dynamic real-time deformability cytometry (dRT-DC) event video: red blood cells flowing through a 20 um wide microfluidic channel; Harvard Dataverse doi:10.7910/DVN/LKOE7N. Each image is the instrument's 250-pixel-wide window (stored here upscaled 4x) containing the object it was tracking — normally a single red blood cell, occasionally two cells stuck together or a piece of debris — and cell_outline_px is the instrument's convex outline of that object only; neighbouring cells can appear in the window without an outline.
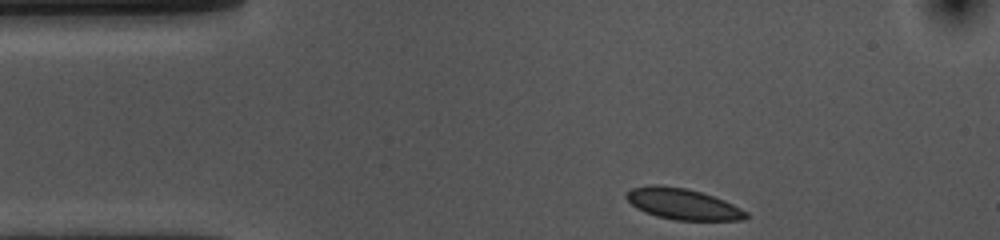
{"species": "common noctule bat (a hibernating species)", "species_latin": "Nyctalus noctula", "temperature_condition": "cold", "stored_images_in_passage": 36, "camera_frame_rate_fps": 3000, "um_per_image_px": 0.085, "animal": {"sex": "female", "body_mass_g": 10.0, "forearm_length_mm": 53.1}, "frame": {"image": 1, "passage_image": 1, "time_ms": 0.0, "image_size_px": [1000, 240], "cell_outline_px": [[748, 216], [744, 220], [676, 220], [656, 216], [644, 212], [636, 208], [624, 196], [632, 188], [652, 184], [656, 184], [684, 188], [700, 192], [724, 200], [748, 212]], "centroid_in_image_um": [58.02, 17.34], "position_along_channel_um": 27.0, "area_um2": 21.5}}
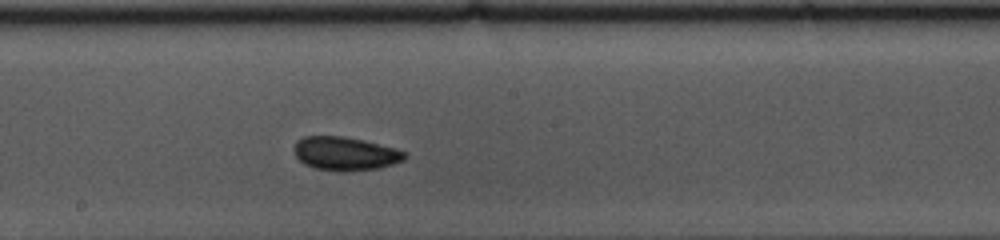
{"frame": {"image": 2, "passage_image": 21, "time_ms": 6.667, "image_size_px": [1000, 240], "cell_outline_px": [[408, 156], [404, 160], [392, 164], [376, 168], [344, 172], [340, 172], [316, 168], [304, 164], [296, 156], [292, 148], [296, 140], [304, 136], [344, 136], [364, 140], [396, 148], [408, 152]], "centroid_in_image_um": [29.34, 13.05], "position_along_channel_um": 218.9, "area_um2": 21.91}}
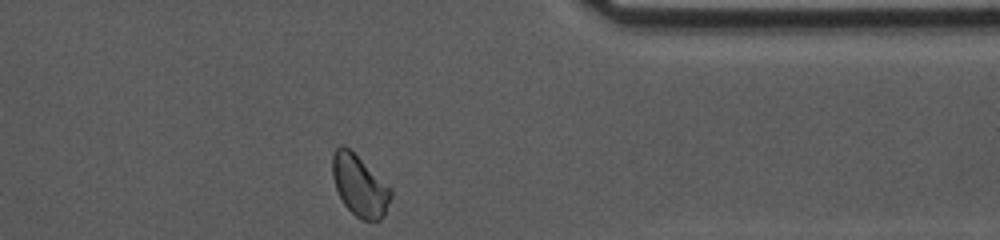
{"frame": {"image": 3, "passage_image": 36, "time_ms": 11.667, "image_size_px": [1000, 240], "cell_outline_px": [[392, 196], [384, 216], [380, 220], [364, 220], [356, 216], [344, 204], [336, 188], [332, 176], [332, 156], [336, 148], [340, 144], [344, 144], [392, 188]], "centroid_in_image_um": [30.57, 15.77], "position_along_channel_um": 380.8, "area_um2": 20.69}, "authors_computed_cell_mechanics": {"area_um2": 21.386, "velocity_mm_per_s": 3.5428, "shape_relaxation_time_tau1_ms": null, "shape_relaxation_time_tau2_ms": 5.5223, "deformation_change_tau1": null, "deformation_change_tau2": 0.0516}}